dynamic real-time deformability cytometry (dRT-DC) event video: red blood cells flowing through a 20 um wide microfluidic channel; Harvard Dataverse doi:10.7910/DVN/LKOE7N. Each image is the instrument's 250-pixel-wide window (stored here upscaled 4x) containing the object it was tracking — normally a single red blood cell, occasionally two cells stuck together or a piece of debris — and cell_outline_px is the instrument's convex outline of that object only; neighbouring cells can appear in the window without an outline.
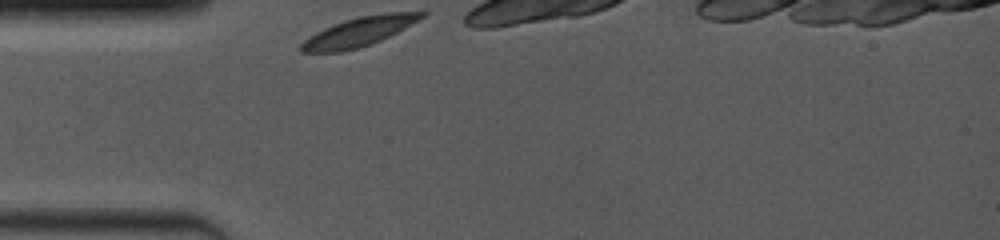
{"species": "common noctule bat (a hibernating species)", "species_latin": "Nyctalus noctula", "temperature_condition": "room temperature", "stored_images_in_passage": 14, "camera_frame_rate_fps": 4000, "um_per_image_px": 0.085, "animal": {"sex": "female", "body_mass_g": 19.0, "forearm_length_mm": 53.3}, "frame": {"image": 1, "passage_image": 1, "time_ms": 0.0, "image_size_px": [1000, 240], "cell_outline_px": [[428, 12], [424, 16], [396, 32], [372, 44], [360, 48], [340, 52], [300, 52], [300, 44], [308, 36], [324, 28], [344, 20], [356, 16], [388, 12]], "centroid_in_image_um": [30.45, 2.7], "position_along_channel_um": 54.6, "area_um2": 20.35}}
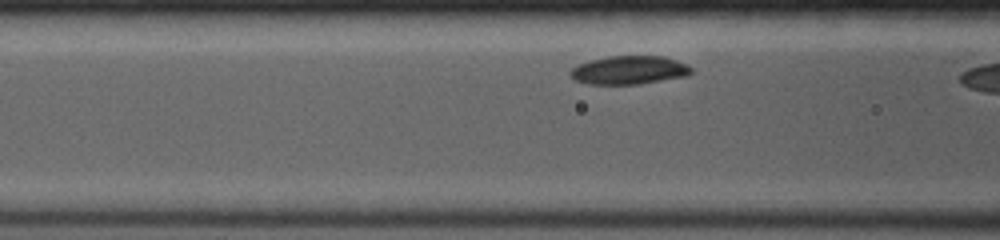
{"frame": {"image": 2, "passage_image": 12, "time_ms": 1.75, "image_size_px": [1000, 240], "cell_outline_px": [[696, 72], [688, 76], [640, 84], [588, 84], [576, 80], [568, 76], [568, 72], [572, 68], [580, 64], [592, 60], [608, 56], [664, 56], [688, 64]], "centroid_in_image_um": [53.53, 5.96], "position_along_channel_um": 113.1, "area_um2": 20.29}}